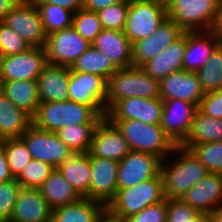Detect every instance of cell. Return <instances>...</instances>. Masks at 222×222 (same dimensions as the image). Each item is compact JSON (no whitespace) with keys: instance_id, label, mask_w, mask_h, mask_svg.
<instances>
[{"instance_id":"1","label":"cell","mask_w":222,"mask_h":222,"mask_svg":"<svg viewBox=\"0 0 222 222\" xmlns=\"http://www.w3.org/2000/svg\"><path fill=\"white\" fill-rule=\"evenodd\" d=\"M171 154L174 161L168 164L166 161L169 157H167L161 162L163 191L166 199H180L210 172L189 149L177 145Z\"/></svg>"},{"instance_id":"2","label":"cell","mask_w":222,"mask_h":222,"mask_svg":"<svg viewBox=\"0 0 222 222\" xmlns=\"http://www.w3.org/2000/svg\"><path fill=\"white\" fill-rule=\"evenodd\" d=\"M161 174L135 186L117 189L106 206L107 216L115 221L135 215L150 205L165 200Z\"/></svg>"},{"instance_id":"3","label":"cell","mask_w":222,"mask_h":222,"mask_svg":"<svg viewBox=\"0 0 222 222\" xmlns=\"http://www.w3.org/2000/svg\"><path fill=\"white\" fill-rule=\"evenodd\" d=\"M103 117L92 107L71 100L40 103L33 124L42 130L57 132L60 128L99 123Z\"/></svg>"},{"instance_id":"4","label":"cell","mask_w":222,"mask_h":222,"mask_svg":"<svg viewBox=\"0 0 222 222\" xmlns=\"http://www.w3.org/2000/svg\"><path fill=\"white\" fill-rule=\"evenodd\" d=\"M128 142L130 150L149 153L162 160L177 146L160 124H146L139 120H109Z\"/></svg>"},{"instance_id":"5","label":"cell","mask_w":222,"mask_h":222,"mask_svg":"<svg viewBox=\"0 0 222 222\" xmlns=\"http://www.w3.org/2000/svg\"><path fill=\"white\" fill-rule=\"evenodd\" d=\"M131 97L159 98V80L146 74L140 67L118 69L108 79L106 112L117 101Z\"/></svg>"},{"instance_id":"6","label":"cell","mask_w":222,"mask_h":222,"mask_svg":"<svg viewBox=\"0 0 222 222\" xmlns=\"http://www.w3.org/2000/svg\"><path fill=\"white\" fill-rule=\"evenodd\" d=\"M218 0H167L166 11L184 32L211 30Z\"/></svg>"},{"instance_id":"7","label":"cell","mask_w":222,"mask_h":222,"mask_svg":"<svg viewBox=\"0 0 222 222\" xmlns=\"http://www.w3.org/2000/svg\"><path fill=\"white\" fill-rule=\"evenodd\" d=\"M107 84L104 77L77 72L69 67L68 100L90 106L105 118Z\"/></svg>"},{"instance_id":"8","label":"cell","mask_w":222,"mask_h":222,"mask_svg":"<svg viewBox=\"0 0 222 222\" xmlns=\"http://www.w3.org/2000/svg\"><path fill=\"white\" fill-rule=\"evenodd\" d=\"M3 23L15 30L32 47L45 46L47 35L33 0H19L6 14Z\"/></svg>"},{"instance_id":"9","label":"cell","mask_w":222,"mask_h":222,"mask_svg":"<svg viewBox=\"0 0 222 222\" xmlns=\"http://www.w3.org/2000/svg\"><path fill=\"white\" fill-rule=\"evenodd\" d=\"M20 138L32 159L43 161L55 169L73 154L55 132L39 129L34 124Z\"/></svg>"},{"instance_id":"10","label":"cell","mask_w":222,"mask_h":222,"mask_svg":"<svg viewBox=\"0 0 222 222\" xmlns=\"http://www.w3.org/2000/svg\"><path fill=\"white\" fill-rule=\"evenodd\" d=\"M90 46L71 26L47 35L44 49L48 64L71 67Z\"/></svg>"},{"instance_id":"11","label":"cell","mask_w":222,"mask_h":222,"mask_svg":"<svg viewBox=\"0 0 222 222\" xmlns=\"http://www.w3.org/2000/svg\"><path fill=\"white\" fill-rule=\"evenodd\" d=\"M167 18L166 3H129L124 33L133 44L154 33Z\"/></svg>"},{"instance_id":"12","label":"cell","mask_w":222,"mask_h":222,"mask_svg":"<svg viewBox=\"0 0 222 222\" xmlns=\"http://www.w3.org/2000/svg\"><path fill=\"white\" fill-rule=\"evenodd\" d=\"M47 65L44 47H31L23 53L0 57V79L37 80Z\"/></svg>"},{"instance_id":"13","label":"cell","mask_w":222,"mask_h":222,"mask_svg":"<svg viewBox=\"0 0 222 222\" xmlns=\"http://www.w3.org/2000/svg\"><path fill=\"white\" fill-rule=\"evenodd\" d=\"M162 159L158 156L130 151L120 162L118 167V189L135 186L160 174Z\"/></svg>"},{"instance_id":"14","label":"cell","mask_w":222,"mask_h":222,"mask_svg":"<svg viewBox=\"0 0 222 222\" xmlns=\"http://www.w3.org/2000/svg\"><path fill=\"white\" fill-rule=\"evenodd\" d=\"M163 99L131 97L117 101L107 112L108 120H139L146 124H160Z\"/></svg>"},{"instance_id":"15","label":"cell","mask_w":222,"mask_h":222,"mask_svg":"<svg viewBox=\"0 0 222 222\" xmlns=\"http://www.w3.org/2000/svg\"><path fill=\"white\" fill-rule=\"evenodd\" d=\"M197 110V105L180 99H163L160 125L176 145L186 139Z\"/></svg>"},{"instance_id":"16","label":"cell","mask_w":222,"mask_h":222,"mask_svg":"<svg viewBox=\"0 0 222 222\" xmlns=\"http://www.w3.org/2000/svg\"><path fill=\"white\" fill-rule=\"evenodd\" d=\"M130 147L121 132L106 117L96 126L89 157H100L120 162L129 152Z\"/></svg>"},{"instance_id":"17","label":"cell","mask_w":222,"mask_h":222,"mask_svg":"<svg viewBox=\"0 0 222 222\" xmlns=\"http://www.w3.org/2000/svg\"><path fill=\"white\" fill-rule=\"evenodd\" d=\"M183 34L184 31L172 19L167 18L150 36L132 44L133 66L140 67Z\"/></svg>"},{"instance_id":"18","label":"cell","mask_w":222,"mask_h":222,"mask_svg":"<svg viewBox=\"0 0 222 222\" xmlns=\"http://www.w3.org/2000/svg\"><path fill=\"white\" fill-rule=\"evenodd\" d=\"M162 99H180L199 107L205 96L196 72L178 71L159 81Z\"/></svg>"},{"instance_id":"19","label":"cell","mask_w":222,"mask_h":222,"mask_svg":"<svg viewBox=\"0 0 222 222\" xmlns=\"http://www.w3.org/2000/svg\"><path fill=\"white\" fill-rule=\"evenodd\" d=\"M90 164V199L102 202L107 206L117 193L119 162L90 157Z\"/></svg>"},{"instance_id":"20","label":"cell","mask_w":222,"mask_h":222,"mask_svg":"<svg viewBox=\"0 0 222 222\" xmlns=\"http://www.w3.org/2000/svg\"><path fill=\"white\" fill-rule=\"evenodd\" d=\"M221 42L213 30L185 32L183 70L197 72Z\"/></svg>"},{"instance_id":"21","label":"cell","mask_w":222,"mask_h":222,"mask_svg":"<svg viewBox=\"0 0 222 222\" xmlns=\"http://www.w3.org/2000/svg\"><path fill=\"white\" fill-rule=\"evenodd\" d=\"M199 212L222 208V174L208 173L181 198Z\"/></svg>"},{"instance_id":"22","label":"cell","mask_w":222,"mask_h":222,"mask_svg":"<svg viewBox=\"0 0 222 222\" xmlns=\"http://www.w3.org/2000/svg\"><path fill=\"white\" fill-rule=\"evenodd\" d=\"M51 214L52 209L39 189L21 188L8 222H51Z\"/></svg>"},{"instance_id":"23","label":"cell","mask_w":222,"mask_h":222,"mask_svg":"<svg viewBox=\"0 0 222 222\" xmlns=\"http://www.w3.org/2000/svg\"><path fill=\"white\" fill-rule=\"evenodd\" d=\"M91 45L108 56L119 69L133 66L132 43L124 31L103 29Z\"/></svg>"},{"instance_id":"24","label":"cell","mask_w":222,"mask_h":222,"mask_svg":"<svg viewBox=\"0 0 222 222\" xmlns=\"http://www.w3.org/2000/svg\"><path fill=\"white\" fill-rule=\"evenodd\" d=\"M185 51V32L175 42L140 66L149 76L162 80L171 73L183 70V56Z\"/></svg>"},{"instance_id":"25","label":"cell","mask_w":222,"mask_h":222,"mask_svg":"<svg viewBox=\"0 0 222 222\" xmlns=\"http://www.w3.org/2000/svg\"><path fill=\"white\" fill-rule=\"evenodd\" d=\"M40 103L68 100L69 67L48 64L37 78Z\"/></svg>"},{"instance_id":"26","label":"cell","mask_w":222,"mask_h":222,"mask_svg":"<svg viewBox=\"0 0 222 222\" xmlns=\"http://www.w3.org/2000/svg\"><path fill=\"white\" fill-rule=\"evenodd\" d=\"M106 215L105 204L81 198L75 203L53 209L51 222H101Z\"/></svg>"},{"instance_id":"27","label":"cell","mask_w":222,"mask_h":222,"mask_svg":"<svg viewBox=\"0 0 222 222\" xmlns=\"http://www.w3.org/2000/svg\"><path fill=\"white\" fill-rule=\"evenodd\" d=\"M57 169L82 198L90 199L91 164L88 153H73Z\"/></svg>"},{"instance_id":"28","label":"cell","mask_w":222,"mask_h":222,"mask_svg":"<svg viewBox=\"0 0 222 222\" xmlns=\"http://www.w3.org/2000/svg\"><path fill=\"white\" fill-rule=\"evenodd\" d=\"M33 124L32 117L0 92V139L20 138Z\"/></svg>"},{"instance_id":"29","label":"cell","mask_w":222,"mask_h":222,"mask_svg":"<svg viewBox=\"0 0 222 222\" xmlns=\"http://www.w3.org/2000/svg\"><path fill=\"white\" fill-rule=\"evenodd\" d=\"M1 82V91L18 108L33 118L36 115L40 104L37 80H13Z\"/></svg>"},{"instance_id":"30","label":"cell","mask_w":222,"mask_h":222,"mask_svg":"<svg viewBox=\"0 0 222 222\" xmlns=\"http://www.w3.org/2000/svg\"><path fill=\"white\" fill-rule=\"evenodd\" d=\"M39 190L52 210L57 207L75 203L82 198L64 179L58 169H55L49 175Z\"/></svg>"},{"instance_id":"31","label":"cell","mask_w":222,"mask_h":222,"mask_svg":"<svg viewBox=\"0 0 222 222\" xmlns=\"http://www.w3.org/2000/svg\"><path fill=\"white\" fill-rule=\"evenodd\" d=\"M219 141H222V119L210 117L198 108L189 134L181 144H198Z\"/></svg>"},{"instance_id":"32","label":"cell","mask_w":222,"mask_h":222,"mask_svg":"<svg viewBox=\"0 0 222 222\" xmlns=\"http://www.w3.org/2000/svg\"><path fill=\"white\" fill-rule=\"evenodd\" d=\"M77 72L97 74L107 80L119 68L100 50L92 45L70 67Z\"/></svg>"},{"instance_id":"33","label":"cell","mask_w":222,"mask_h":222,"mask_svg":"<svg viewBox=\"0 0 222 222\" xmlns=\"http://www.w3.org/2000/svg\"><path fill=\"white\" fill-rule=\"evenodd\" d=\"M98 123L72 125L60 128L56 134L73 153H88Z\"/></svg>"},{"instance_id":"34","label":"cell","mask_w":222,"mask_h":222,"mask_svg":"<svg viewBox=\"0 0 222 222\" xmlns=\"http://www.w3.org/2000/svg\"><path fill=\"white\" fill-rule=\"evenodd\" d=\"M196 73L205 94L222 90V42Z\"/></svg>"},{"instance_id":"35","label":"cell","mask_w":222,"mask_h":222,"mask_svg":"<svg viewBox=\"0 0 222 222\" xmlns=\"http://www.w3.org/2000/svg\"><path fill=\"white\" fill-rule=\"evenodd\" d=\"M46 35L72 26L73 12L49 3H35Z\"/></svg>"},{"instance_id":"36","label":"cell","mask_w":222,"mask_h":222,"mask_svg":"<svg viewBox=\"0 0 222 222\" xmlns=\"http://www.w3.org/2000/svg\"><path fill=\"white\" fill-rule=\"evenodd\" d=\"M180 146L189 149L210 173L222 174V141Z\"/></svg>"},{"instance_id":"37","label":"cell","mask_w":222,"mask_h":222,"mask_svg":"<svg viewBox=\"0 0 222 222\" xmlns=\"http://www.w3.org/2000/svg\"><path fill=\"white\" fill-rule=\"evenodd\" d=\"M10 173L16 178L32 160L27 146L21 138L5 139L1 141Z\"/></svg>"},{"instance_id":"38","label":"cell","mask_w":222,"mask_h":222,"mask_svg":"<svg viewBox=\"0 0 222 222\" xmlns=\"http://www.w3.org/2000/svg\"><path fill=\"white\" fill-rule=\"evenodd\" d=\"M54 170L53 166L32 159L15 179L24 189H39Z\"/></svg>"},{"instance_id":"39","label":"cell","mask_w":222,"mask_h":222,"mask_svg":"<svg viewBox=\"0 0 222 222\" xmlns=\"http://www.w3.org/2000/svg\"><path fill=\"white\" fill-rule=\"evenodd\" d=\"M72 27L84 39L92 43L103 30L98 14L84 8L73 13Z\"/></svg>"},{"instance_id":"40","label":"cell","mask_w":222,"mask_h":222,"mask_svg":"<svg viewBox=\"0 0 222 222\" xmlns=\"http://www.w3.org/2000/svg\"><path fill=\"white\" fill-rule=\"evenodd\" d=\"M128 9L129 2L124 1L97 12L103 29L124 31Z\"/></svg>"},{"instance_id":"41","label":"cell","mask_w":222,"mask_h":222,"mask_svg":"<svg viewBox=\"0 0 222 222\" xmlns=\"http://www.w3.org/2000/svg\"><path fill=\"white\" fill-rule=\"evenodd\" d=\"M31 47L15 30L0 22V57L23 53Z\"/></svg>"},{"instance_id":"42","label":"cell","mask_w":222,"mask_h":222,"mask_svg":"<svg viewBox=\"0 0 222 222\" xmlns=\"http://www.w3.org/2000/svg\"><path fill=\"white\" fill-rule=\"evenodd\" d=\"M21 188L16 179L0 182V221H9Z\"/></svg>"},{"instance_id":"43","label":"cell","mask_w":222,"mask_h":222,"mask_svg":"<svg viewBox=\"0 0 222 222\" xmlns=\"http://www.w3.org/2000/svg\"><path fill=\"white\" fill-rule=\"evenodd\" d=\"M199 211L180 199H167V222H189Z\"/></svg>"},{"instance_id":"44","label":"cell","mask_w":222,"mask_h":222,"mask_svg":"<svg viewBox=\"0 0 222 222\" xmlns=\"http://www.w3.org/2000/svg\"><path fill=\"white\" fill-rule=\"evenodd\" d=\"M121 222H167V199L150 205L139 213L123 219Z\"/></svg>"},{"instance_id":"45","label":"cell","mask_w":222,"mask_h":222,"mask_svg":"<svg viewBox=\"0 0 222 222\" xmlns=\"http://www.w3.org/2000/svg\"><path fill=\"white\" fill-rule=\"evenodd\" d=\"M198 108L210 117L222 119V90L206 93Z\"/></svg>"},{"instance_id":"46","label":"cell","mask_w":222,"mask_h":222,"mask_svg":"<svg viewBox=\"0 0 222 222\" xmlns=\"http://www.w3.org/2000/svg\"><path fill=\"white\" fill-rule=\"evenodd\" d=\"M34 3H49L66 8L73 13L83 8L84 0H33Z\"/></svg>"},{"instance_id":"47","label":"cell","mask_w":222,"mask_h":222,"mask_svg":"<svg viewBox=\"0 0 222 222\" xmlns=\"http://www.w3.org/2000/svg\"><path fill=\"white\" fill-rule=\"evenodd\" d=\"M124 1L126 0H84L83 8L97 13L108 6Z\"/></svg>"},{"instance_id":"48","label":"cell","mask_w":222,"mask_h":222,"mask_svg":"<svg viewBox=\"0 0 222 222\" xmlns=\"http://www.w3.org/2000/svg\"><path fill=\"white\" fill-rule=\"evenodd\" d=\"M15 179L10 173L9 166L7 164V159L0 143V182H6Z\"/></svg>"},{"instance_id":"49","label":"cell","mask_w":222,"mask_h":222,"mask_svg":"<svg viewBox=\"0 0 222 222\" xmlns=\"http://www.w3.org/2000/svg\"><path fill=\"white\" fill-rule=\"evenodd\" d=\"M211 30L222 40V0H218L217 15Z\"/></svg>"},{"instance_id":"50","label":"cell","mask_w":222,"mask_h":222,"mask_svg":"<svg viewBox=\"0 0 222 222\" xmlns=\"http://www.w3.org/2000/svg\"><path fill=\"white\" fill-rule=\"evenodd\" d=\"M19 0H0V22H3L6 14L16 5Z\"/></svg>"},{"instance_id":"51","label":"cell","mask_w":222,"mask_h":222,"mask_svg":"<svg viewBox=\"0 0 222 222\" xmlns=\"http://www.w3.org/2000/svg\"><path fill=\"white\" fill-rule=\"evenodd\" d=\"M189 222H210V213L199 212L191 221Z\"/></svg>"},{"instance_id":"52","label":"cell","mask_w":222,"mask_h":222,"mask_svg":"<svg viewBox=\"0 0 222 222\" xmlns=\"http://www.w3.org/2000/svg\"><path fill=\"white\" fill-rule=\"evenodd\" d=\"M210 222H222V208L210 213Z\"/></svg>"},{"instance_id":"53","label":"cell","mask_w":222,"mask_h":222,"mask_svg":"<svg viewBox=\"0 0 222 222\" xmlns=\"http://www.w3.org/2000/svg\"><path fill=\"white\" fill-rule=\"evenodd\" d=\"M129 3H166L167 0H126Z\"/></svg>"},{"instance_id":"54","label":"cell","mask_w":222,"mask_h":222,"mask_svg":"<svg viewBox=\"0 0 222 222\" xmlns=\"http://www.w3.org/2000/svg\"><path fill=\"white\" fill-rule=\"evenodd\" d=\"M101 222H118V221H115L111 218H109L107 215L102 219Z\"/></svg>"},{"instance_id":"55","label":"cell","mask_w":222,"mask_h":222,"mask_svg":"<svg viewBox=\"0 0 222 222\" xmlns=\"http://www.w3.org/2000/svg\"><path fill=\"white\" fill-rule=\"evenodd\" d=\"M1 86H2V82H1V79H0V92H1Z\"/></svg>"}]
</instances>
